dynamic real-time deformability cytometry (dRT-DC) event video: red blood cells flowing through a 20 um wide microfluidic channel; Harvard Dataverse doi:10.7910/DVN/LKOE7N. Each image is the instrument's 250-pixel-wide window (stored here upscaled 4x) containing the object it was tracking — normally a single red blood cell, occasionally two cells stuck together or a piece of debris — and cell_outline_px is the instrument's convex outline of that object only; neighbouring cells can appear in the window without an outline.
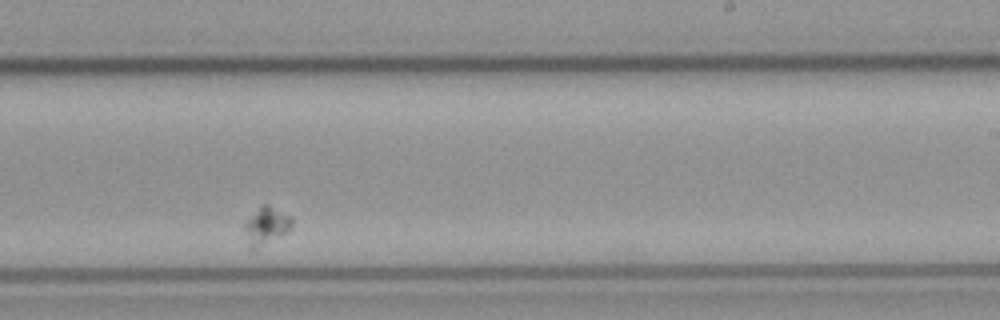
{"species": "common noctule bat (a hibernating species)", "species_latin": "Nyctalus noctula", "temperature_condition": "cold", "stored_images_in_passage": 9, "segment_of_instrument_passage": [2, 2], "camera_frame_rate_fps": 3000, "um_per_image_px": 0.085, "animal": {"sex": "male", "body_mass_g": 23.1, "forearm_length_mm": 52.7}, "frame": {"image": 1, "passage_image": 8, "time_ms": 9.333, "image_size_px": [1000, 320], "cell_outline_px": [[292, 228], [280, 236], [252, 248], [248, 248], [244, 228], [244, 224], [260, 204], [268, 204], [292, 216]], "centroid_in_image_um": [22.63, 19.13], "position_along_channel_um": 266.4, "area_um2": 10.17}}